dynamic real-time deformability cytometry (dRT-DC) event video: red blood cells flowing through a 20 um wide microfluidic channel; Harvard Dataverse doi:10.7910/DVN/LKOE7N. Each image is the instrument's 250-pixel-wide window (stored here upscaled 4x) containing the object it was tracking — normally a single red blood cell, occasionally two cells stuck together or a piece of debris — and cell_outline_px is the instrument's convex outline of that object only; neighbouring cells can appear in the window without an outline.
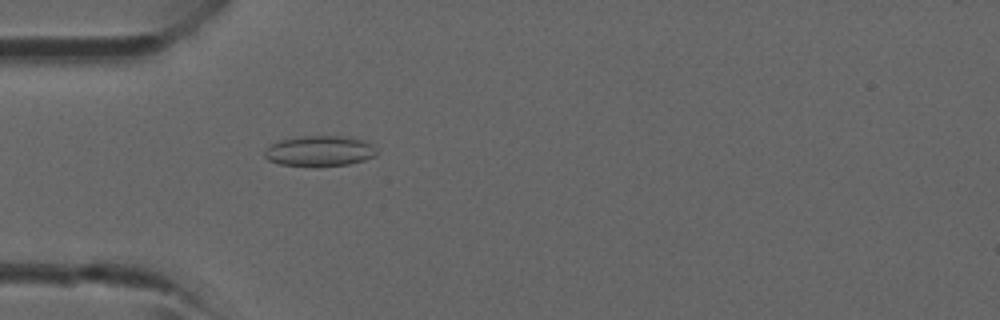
{"species": "common noctule bat (a hibernating species)", "species_latin": "Nyctalus noctula", "temperature_condition": "room temperature", "stored_images_in_passage": 2, "camera_frame_rate_fps": 3000, "um_per_image_px": 0.085, "animal": {"sex": "male", "forearm_length_mm": 52.5}, "frame": {"image": 1, "passage_image": 2, "time_ms": 1.0, "image_size_px": [1000, 320], "cell_outline_px": [[376, 156], [364, 160], [348, 164], [280, 164], [268, 160], [264, 156], [264, 152], [272, 144], [280, 140], [304, 136], [340, 136], [364, 140], [376, 148]], "centroid_in_image_um": [27.19, 12.8], "position_along_channel_um": 57.8, "area_um2": 19.13}}